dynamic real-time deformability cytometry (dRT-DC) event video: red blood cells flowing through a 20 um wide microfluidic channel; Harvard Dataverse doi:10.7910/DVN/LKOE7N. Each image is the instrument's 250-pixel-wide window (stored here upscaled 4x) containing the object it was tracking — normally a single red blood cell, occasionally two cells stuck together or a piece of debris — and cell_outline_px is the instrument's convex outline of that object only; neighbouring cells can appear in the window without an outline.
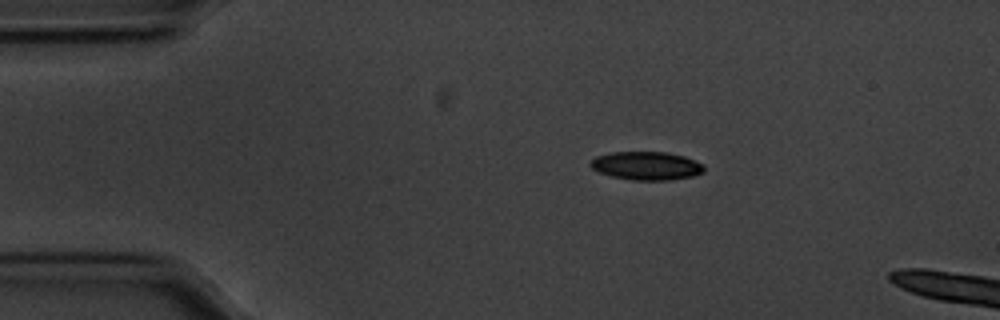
{"species": "common noctule bat (a hibernating species)", "species_latin": "Nyctalus noctula", "temperature_condition": "cold", "stored_images_in_passage": 45, "camera_frame_rate_fps": 3000, "um_per_image_px": 0.085, "animal": {"sex": "male", "body_mass_g": 20.1, "forearm_length_mm": 53.5}, "frame": {"image": 1, "passage_image": 1, "time_ms": 0.0, "image_size_px": [1000, 320], "cell_outline_px": [[704, 172], [692, 176], [668, 180], [632, 180], [612, 176], [600, 172], [592, 168], [588, 164], [596, 156], [612, 152], [664, 152], [684, 156], [704, 164]], "centroid_in_image_um": [54.95, 14.09], "position_along_channel_um": 30.0, "area_um2": 18.67}}
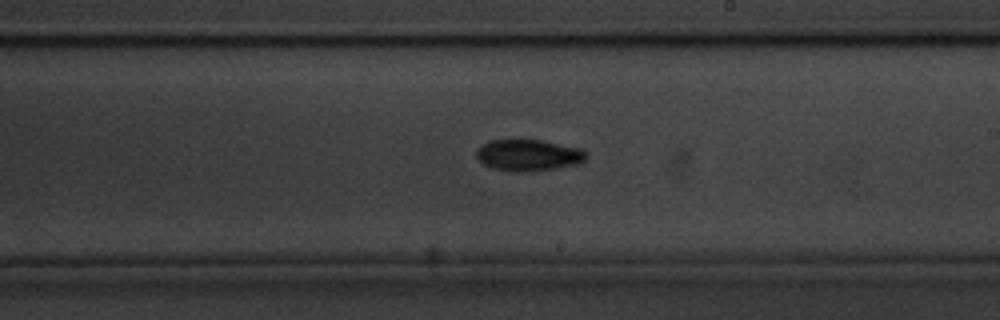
{"frame": {"image": 2, "passage_image": 23, "time_ms": 7.333, "image_size_px": [1000, 320], "cell_outline_px": [[588, 152], [584, 160], [576, 164], [556, 168], [520, 172], [516, 172], [492, 168], [484, 164], [476, 156], [476, 152], [488, 140], [540, 140], [580, 148]], "centroid_in_image_um": [44.92, 13.19], "position_along_channel_um": 244.1, "area_um2": 19.83}}
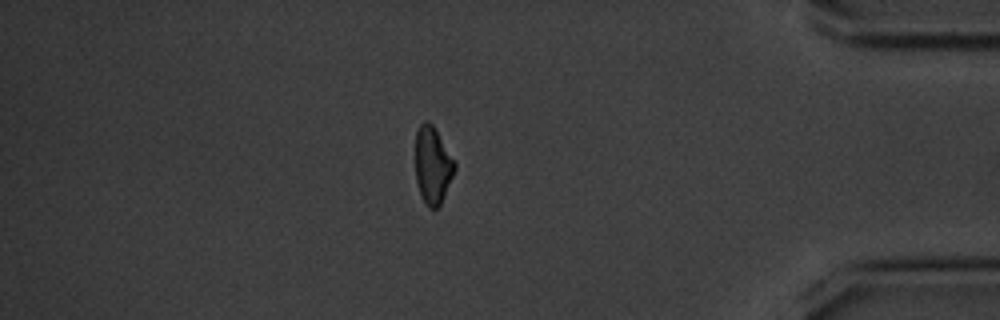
{"frame": {"image": 3, "passage_image": 39, "time_ms": 12.667, "image_size_px": [1000, 320], "cell_outline_px": [[456, 168], [444, 196], [440, 204], [436, 208], [428, 208], [424, 204], [416, 180], [416, 132], [420, 124], [424, 120], [428, 120], [432, 124], [456, 164]], "centroid_in_image_um": [36.76, 14.05], "position_along_channel_um": 398.4, "area_um2": 17.4}}